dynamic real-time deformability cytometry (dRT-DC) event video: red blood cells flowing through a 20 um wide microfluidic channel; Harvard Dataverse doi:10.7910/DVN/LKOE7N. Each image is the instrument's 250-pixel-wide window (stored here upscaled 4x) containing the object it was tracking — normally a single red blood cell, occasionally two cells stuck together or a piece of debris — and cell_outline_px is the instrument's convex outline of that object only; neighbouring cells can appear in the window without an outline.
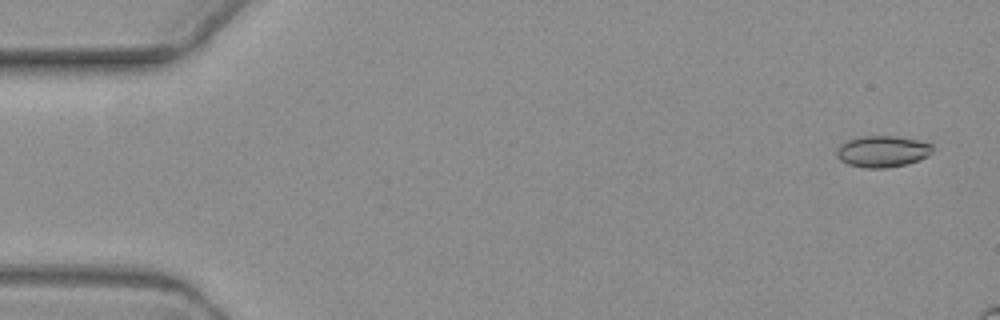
{"species": "common noctule bat (a hibernating species)", "species_latin": "Nyctalus noctula", "temperature_condition": "warm", "stored_images_in_passage": 3, "camera_frame_rate_fps": 3000, "um_per_image_px": 0.085, "animal": {"sex": "female", "body_mass_g": 19.3, "forearm_length_mm": 54.1}, "frame": {"image": 1, "passage_image": 1, "time_ms": 0.0, "image_size_px": [1000, 320], "cell_outline_px": [[932, 152], [928, 156], [920, 160], [908, 164], [888, 168], [864, 168], [848, 164], [840, 160], [836, 156], [836, 148], [840, 144], [848, 140], [860, 136], [892, 136], [916, 140], [932, 144]], "centroid_in_image_um": [74.99, 12.88], "position_along_channel_um": 10.0, "area_um2": 17.69}}